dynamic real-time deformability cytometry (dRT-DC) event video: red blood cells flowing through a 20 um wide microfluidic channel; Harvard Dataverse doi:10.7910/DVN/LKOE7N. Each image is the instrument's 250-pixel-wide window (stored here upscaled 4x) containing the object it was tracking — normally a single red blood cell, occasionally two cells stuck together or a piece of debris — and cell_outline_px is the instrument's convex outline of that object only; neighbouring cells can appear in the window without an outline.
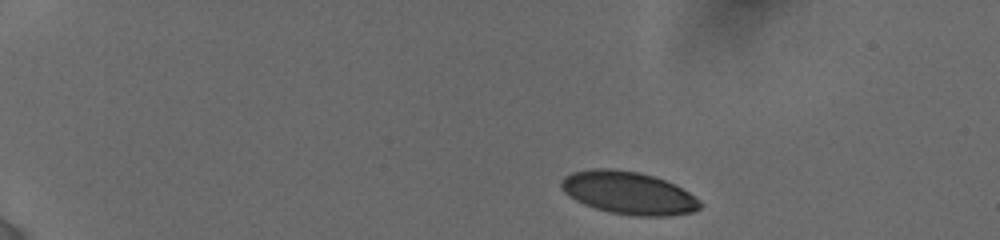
{"species": "human", "species_latin": "Homo sapiens", "temperature_condition": "cold", "stored_images_in_passage": 6, "camera_frame_rate_fps": 3000, "um_per_image_px": 0.085, "donor": {"sex": "female"}, "frame": {"image": 1, "passage_image": 1, "time_ms": 0.0, "image_size_px": [1000, 240], "cell_outline_px": [[704, 204], [700, 208], [692, 212], [668, 216], [632, 216], [608, 212], [584, 204], [568, 196], [560, 188], [560, 180], [564, 176], [572, 172], [592, 168], [612, 168], [640, 172], [664, 180], [688, 192], [700, 200]], "centroid_in_image_um": [53.39, 16.4], "position_along_channel_um": 31.6, "area_um2": 34.74}}
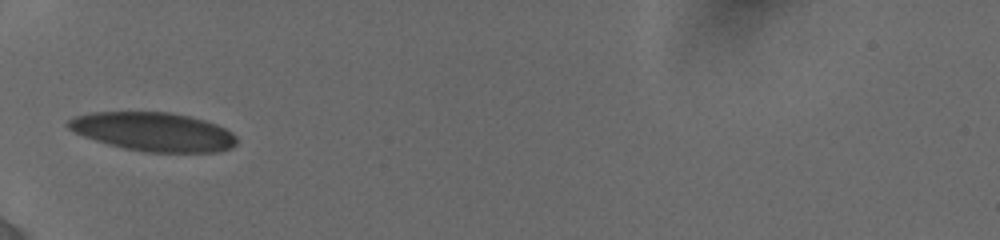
{"frame": {"image": 2, "passage_image": 5, "time_ms": 3.667, "image_size_px": [1000, 240], "cell_outline_px": [[236, 144], [232, 148], [220, 152], [144, 152], [124, 148], [108, 144], [84, 136], [68, 128], [64, 124], [68, 120], [76, 116], [92, 112], [168, 112], [188, 116], [204, 120], [216, 124], [232, 132], [236, 136]], "centroid_in_image_um": [13.05, 11.2], "position_along_channel_um": 72.0, "area_um2": 38.03}}